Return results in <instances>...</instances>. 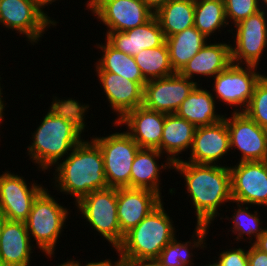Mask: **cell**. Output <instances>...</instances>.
Here are the masks:
<instances>
[{
	"mask_svg": "<svg viewBox=\"0 0 267 266\" xmlns=\"http://www.w3.org/2000/svg\"><path fill=\"white\" fill-rule=\"evenodd\" d=\"M173 170L184 179L188 201L196 216L195 225L213 226L221 216V206L233 204L229 166L195 164L186 161L173 163ZM189 197V198H188ZM228 205H225V204ZM220 211V212H218Z\"/></svg>",
	"mask_w": 267,
	"mask_h": 266,
	"instance_id": "cell-2",
	"label": "cell"
},
{
	"mask_svg": "<svg viewBox=\"0 0 267 266\" xmlns=\"http://www.w3.org/2000/svg\"><path fill=\"white\" fill-rule=\"evenodd\" d=\"M203 84H197L189 93L188 97L183 100L175 114L195 127L209 126L220 122L224 118V113L218 110L217 102ZM217 107V108H216ZM218 111V112H217ZM220 111V113H219Z\"/></svg>",
	"mask_w": 267,
	"mask_h": 266,
	"instance_id": "cell-24",
	"label": "cell"
},
{
	"mask_svg": "<svg viewBox=\"0 0 267 266\" xmlns=\"http://www.w3.org/2000/svg\"><path fill=\"white\" fill-rule=\"evenodd\" d=\"M230 207H233V210H231V212H233V214H231V217L224 215L223 213V216L221 215L219 220L225 219L229 221V223L231 224V230L229 228L226 229L227 231L229 230L228 234H230L229 232H232L230 235L234 234L232 235V237H235L233 239L235 243H240V241H243L249 244H253L267 228L266 226H262V223L264 222L261 220L262 214H260V211L257 210L259 209V207L255 208L256 210L253 211L249 209L256 206L236 203L235 208L234 206Z\"/></svg>",
	"mask_w": 267,
	"mask_h": 266,
	"instance_id": "cell-28",
	"label": "cell"
},
{
	"mask_svg": "<svg viewBox=\"0 0 267 266\" xmlns=\"http://www.w3.org/2000/svg\"><path fill=\"white\" fill-rule=\"evenodd\" d=\"M232 248H227L226 250L219 249L221 252L218 253L217 256H214L213 259L219 266H249L248 261V249L247 246H231ZM217 258V259H216Z\"/></svg>",
	"mask_w": 267,
	"mask_h": 266,
	"instance_id": "cell-35",
	"label": "cell"
},
{
	"mask_svg": "<svg viewBox=\"0 0 267 266\" xmlns=\"http://www.w3.org/2000/svg\"><path fill=\"white\" fill-rule=\"evenodd\" d=\"M196 127L177 114H166L160 144V152L172 163L183 160L184 152L193 144Z\"/></svg>",
	"mask_w": 267,
	"mask_h": 266,
	"instance_id": "cell-25",
	"label": "cell"
},
{
	"mask_svg": "<svg viewBox=\"0 0 267 266\" xmlns=\"http://www.w3.org/2000/svg\"><path fill=\"white\" fill-rule=\"evenodd\" d=\"M195 0H170L154 15L165 37L194 26Z\"/></svg>",
	"mask_w": 267,
	"mask_h": 266,
	"instance_id": "cell-31",
	"label": "cell"
},
{
	"mask_svg": "<svg viewBox=\"0 0 267 266\" xmlns=\"http://www.w3.org/2000/svg\"><path fill=\"white\" fill-rule=\"evenodd\" d=\"M20 174L7 169L0 174V210L8 220L25 222L33 201L46 186L33 179L29 183Z\"/></svg>",
	"mask_w": 267,
	"mask_h": 266,
	"instance_id": "cell-14",
	"label": "cell"
},
{
	"mask_svg": "<svg viewBox=\"0 0 267 266\" xmlns=\"http://www.w3.org/2000/svg\"><path fill=\"white\" fill-rule=\"evenodd\" d=\"M35 248L25 222L5 221L0 234V260L6 266H31L32 254L38 250Z\"/></svg>",
	"mask_w": 267,
	"mask_h": 266,
	"instance_id": "cell-23",
	"label": "cell"
},
{
	"mask_svg": "<svg viewBox=\"0 0 267 266\" xmlns=\"http://www.w3.org/2000/svg\"><path fill=\"white\" fill-rule=\"evenodd\" d=\"M232 164V166H231ZM229 165L233 203L267 207V161ZM266 206V207H265Z\"/></svg>",
	"mask_w": 267,
	"mask_h": 266,
	"instance_id": "cell-13",
	"label": "cell"
},
{
	"mask_svg": "<svg viewBox=\"0 0 267 266\" xmlns=\"http://www.w3.org/2000/svg\"><path fill=\"white\" fill-rule=\"evenodd\" d=\"M206 262H207V264H205V265H204V263H201V264H203V265H197V266H219V264L216 263V262L214 261V259H213V261H211V259H210V262H209V261H206Z\"/></svg>",
	"mask_w": 267,
	"mask_h": 266,
	"instance_id": "cell-46",
	"label": "cell"
},
{
	"mask_svg": "<svg viewBox=\"0 0 267 266\" xmlns=\"http://www.w3.org/2000/svg\"><path fill=\"white\" fill-rule=\"evenodd\" d=\"M163 198L148 189L117 188V214L121 233L125 235L155 210Z\"/></svg>",
	"mask_w": 267,
	"mask_h": 266,
	"instance_id": "cell-19",
	"label": "cell"
},
{
	"mask_svg": "<svg viewBox=\"0 0 267 266\" xmlns=\"http://www.w3.org/2000/svg\"><path fill=\"white\" fill-rule=\"evenodd\" d=\"M259 68V69H258ZM253 65H237L231 63L225 70L217 74L210 86L211 94L217 104L226 105L229 112H244L253 95L257 82L266 73ZM258 70V71H257ZM233 108V110H232Z\"/></svg>",
	"mask_w": 267,
	"mask_h": 266,
	"instance_id": "cell-7",
	"label": "cell"
},
{
	"mask_svg": "<svg viewBox=\"0 0 267 266\" xmlns=\"http://www.w3.org/2000/svg\"><path fill=\"white\" fill-rule=\"evenodd\" d=\"M57 19L49 17L31 0H0V25L24 36L29 45L42 41L48 29L57 27Z\"/></svg>",
	"mask_w": 267,
	"mask_h": 266,
	"instance_id": "cell-9",
	"label": "cell"
},
{
	"mask_svg": "<svg viewBox=\"0 0 267 266\" xmlns=\"http://www.w3.org/2000/svg\"><path fill=\"white\" fill-rule=\"evenodd\" d=\"M116 260L113 261L110 258H106V259L103 258L102 260L98 261V258H97L95 260L93 259L92 261L88 262L86 259L84 264H83V261L81 264L80 259L79 260L77 259V266H121L119 259L117 258Z\"/></svg>",
	"mask_w": 267,
	"mask_h": 266,
	"instance_id": "cell-37",
	"label": "cell"
},
{
	"mask_svg": "<svg viewBox=\"0 0 267 266\" xmlns=\"http://www.w3.org/2000/svg\"><path fill=\"white\" fill-rule=\"evenodd\" d=\"M154 13H156L162 6L167 4L170 0H142Z\"/></svg>",
	"mask_w": 267,
	"mask_h": 266,
	"instance_id": "cell-40",
	"label": "cell"
},
{
	"mask_svg": "<svg viewBox=\"0 0 267 266\" xmlns=\"http://www.w3.org/2000/svg\"><path fill=\"white\" fill-rule=\"evenodd\" d=\"M229 114L225 113L223 119L229 132L231 153L241 154L237 162L267 161V129L260 127L244 112Z\"/></svg>",
	"mask_w": 267,
	"mask_h": 266,
	"instance_id": "cell-11",
	"label": "cell"
},
{
	"mask_svg": "<svg viewBox=\"0 0 267 266\" xmlns=\"http://www.w3.org/2000/svg\"><path fill=\"white\" fill-rule=\"evenodd\" d=\"M210 226L195 225V229L192 232L193 235L189 240H178L179 235H176L174 239L167 244L160 252L156 259L162 266H195L194 253L198 251L208 249L207 236ZM207 237V238H206ZM197 250V252L193 251Z\"/></svg>",
	"mask_w": 267,
	"mask_h": 266,
	"instance_id": "cell-26",
	"label": "cell"
},
{
	"mask_svg": "<svg viewBox=\"0 0 267 266\" xmlns=\"http://www.w3.org/2000/svg\"><path fill=\"white\" fill-rule=\"evenodd\" d=\"M95 76L108 107L112 110L116 118L112 122H118L127 112L143 105L144 85L130 81L125 77L112 72H96Z\"/></svg>",
	"mask_w": 267,
	"mask_h": 266,
	"instance_id": "cell-17",
	"label": "cell"
},
{
	"mask_svg": "<svg viewBox=\"0 0 267 266\" xmlns=\"http://www.w3.org/2000/svg\"><path fill=\"white\" fill-rule=\"evenodd\" d=\"M92 1L93 0H86L85 1V4L84 5L86 6V9L91 5Z\"/></svg>",
	"mask_w": 267,
	"mask_h": 266,
	"instance_id": "cell-47",
	"label": "cell"
},
{
	"mask_svg": "<svg viewBox=\"0 0 267 266\" xmlns=\"http://www.w3.org/2000/svg\"><path fill=\"white\" fill-rule=\"evenodd\" d=\"M213 41L212 43L209 40L178 73L197 84H202V81L213 79L217 74L225 70L232 63L230 43L232 41ZM195 77L198 78L195 79ZM203 77L205 80L200 79Z\"/></svg>",
	"mask_w": 267,
	"mask_h": 266,
	"instance_id": "cell-20",
	"label": "cell"
},
{
	"mask_svg": "<svg viewBox=\"0 0 267 266\" xmlns=\"http://www.w3.org/2000/svg\"><path fill=\"white\" fill-rule=\"evenodd\" d=\"M208 41L195 26L167 37L166 44L173 70L179 72Z\"/></svg>",
	"mask_w": 267,
	"mask_h": 266,
	"instance_id": "cell-29",
	"label": "cell"
},
{
	"mask_svg": "<svg viewBox=\"0 0 267 266\" xmlns=\"http://www.w3.org/2000/svg\"><path fill=\"white\" fill-rule=\"evenodd\" d=\"M230 152L229 132L226 121L222 119L213 125L196 127L193 144L190 152H188L190 157L188 159L186 157L183 161L195 164L229 166L224 156H228Z\"/></svg>",
	"mask_w": 267,
	"mask_h": 266,
	"instance_id": "cell-16",
	"label": "cell"
},
{
	"mask_svg": "<svg viewBox=\"0 0 267 266\" xmlns=\"http://www.w3.org/2000/svg\"><path fill=\"white\" fill-rule=\"evenodd\" d=\"M249 266H267V253L258 249L254 244L247 245Z\"/></svg>",
	"mask_w": 267,
	"mask_h": 266,
	"instance_id": "cell-36",
	"label": "cell"
},
{
	"mask_svg": "<svg viewBox=\"0 0 267 266\" xmlns=\"http://www.w3.org/2000/svg\"><path fill=\"white\" fill-rule=\"evenodd\" d=\"M52 95V102L36 129L31 132V141L26 148L28 160L38 172L48 173L58 162L65 159L85 137L87 114L90 104L72 97ZM88 112V113H87ZM87 128V130H86ZM83 134V135H82Z\"/></svg>",
	"mask_w": 267,
	"mask_h": 266,
	"instance_id": "cell-1",
	"label": "cell"
},
{
	"mask_svg": "<svg viewBox=\"0 0 267 266\" xmlns=\"http://www.w3.org/2000/svg\"><path fill=\"white\" fill-rule=\"evenodd\" d=\"M48 172L53 174L49 181L53 190L74 197V201L70 202L73 205L93 191L108 188L102 152L89 137L86 140L84 137L65 159Z\"/></svg>",
	"mask_w": 267,
	"mask_h": 266,
	"instance_id": "cell-3",
	"label": "cell"
},
{
	"mask_svg": "<svg viewBox=\"0 0 267 266\" xmlns=\"http://www.w3.org/2000/svg\"><path fill=\"white\" fill-rule=\"evenodd\" d=\"M85 10L106 26V32H125L143 25L154 16L142 0H93Z\"/></svg>",
	"mask_w": 267,
	"mask_h": 266,
	"instance_id": "cell-12",
	"label": "cell"
},
{
	"mask_svg": "<svg viewBox=\"0 0 267 266\" xmlns=\"http://www.w3.org/2000/svg\"><path fill=\"white\" fill-rule=\"evenodd\" d=\"M244 113L260 127L267 129V73L255 85Z\"/></svg>",
	"mask_w": 267,
	"mask_h": 266,
	"instance_id": "cell-33",
	"label": "cell"
},
{
	"mask_svg": "<svg viewBox=\"0 0 267 266\" xmlns=\"http://www.w3.org/2000/svg\"><path fill=\"white\" fill-rule=\"evenodd\" d=\"M100 53V58H96L94 63L95 72H112L118 74L130 81L137 83H146L141 71L134 60V57L124 52L116 50L106 40L97 42L96 47Z\"/></svg>",
	"mask_w": 267,
	"mask_h": 266,
	"instance_id": "cell-27",
	"label": "cell"
},
{
	"mask_svg": "<svg viewBox=\"0 0 267 266\" xmlns=\"http://www.w3.org/2000/svg\"><path fill=\"white\" fill-rule=\"evenodd\" d=\"M74 206L76 207L73 208L77 209L76 217L81 214V219L87 222L89 229H94L96 236L98 234L100 239L106 240L113 250L122 243L124 235L118 222L117 188L108 187L93 191L82 197Z\"/></svg>",
	"mask_w": 267,
	"mask_h": 266,
	"instance_id": "cell-6",
	"label": "cell"
},
{
	"mask_svg": "<svg viewBox=\"0 0 267 266\" xmlns=\"http://www.w3.org/2000/svg\"><path fill=\"white\" fill-rule=\"evenodd\" d=\"M164 204L163 201L124 235L115 249L119 260H156L161 250L174 239L178 229Z\"/></svg>",
	"mask_w": 267,
	"mask_h": 266,
	"instance_id": "cell-4",
	"label": "cell"
},
{
	"mask_svg": "<svg viewBox=\"0 0 267 266\" xmlns=\"http://www.w3.org/2000/svg\"><path fill=\"white\" fill-rule=\"evenodd\" d=\"M0 266H6V265L0 260Z\"/></svg>",
	"mask_w": 267,
	"mask_h": 266,
	"instance_id": "cell-48",
	"label": "cell"
},
{
	"mask_svg": "<svg viewBox=\"0 0 267 266\" xmlns=\"http://www.w3.org/2000/svg\"><path fill=\"white\" fill-rule=\"evenodd\" d=\"M169 169L173 170V163L158 149L140 148L132 164L131 188L148 189L164 198L162 187L165 185L162 186L161 174L170 172Z\"/></svg>",
	"mask_w": 267,
	"mask_h": 266,
	"instance_id": "cell-21",
	"label": "cell"
},
{
	"mask_svg": "<svg viewBox=\"0 0 267 266\" xmlns=\"http://www.w3.org/2000/svg\"><path fill=\"white\" fill-rule=\"evenodd\" d=\"M110 132L106 135L104 133L105 137H90L102 152L108 187L131 188L132 164L140 147L124 130Z\"/></svg>",
	"mask_w": 267,
	"mask_h": 266,
	"instance_id": "cell-8",
	"label": "cell"
},
{
	"mask_svg": "<svg viewBox=\"0 0 267 266\" xmlns=\"http://www.w3.org/2000/svg\"><path fill=\"white\" fill-rule=\"evenodd\" d=\"M253 244L261 251L267 253V228Z\"/></svg>",
	"mask_w": 267,
	"mask_h": 266,
	"instance_id": "cell-41",
	"label": "cell"
},
{
	"mask_svg": "<svg viewBox=\"0 0 267 266\" xmlns=\"http://www.w3.org/2000/svg\"><path fill=\"white\" fill-rule=\"evenodd\" d=\"M104 38L116 50L135 56L143 49L156 48L166 42L160 23L154 15L148 22L133 29L106 32Z\"/></svg>",
	"mask_w": 267,
	"mask_h": 266,
	"instance_id": "cell-22",
	"label": "cell"
},
{
	"mask_svg": "<svg viewBox=\"0 0 267 266\" xmlns=\"http://www.w3.org/2000/svg\"><path fill=\"white\" fill-rule=\"evenodd\" d=\"M121 266H162L157 260H119Z\"/></svg>",
	"mask_w": 267,
	"mask_h": 266,
	"instance_id": "cell-38",
	"label": "cell"
},
{
	"mask_svg": "<svg viewBox=\"0 0 267 266\" xmlns=\"http://www.w3.org/2000/svg\"><path fill=\"white\" fill-rule=\"evenodd\" d=\"M57 264H56V266H77V260L74 259V257L70 258V259H68V257H67V260H64L61 263H57Z\"/></svg>",
	"mask_w": 267,
	"mask_h": 266,
	"instance_id": "cell-43",
	"label": "cell"
},
{
	"mask_svg": "<svg viewBox=\"0 0 267 266\" xmlns=\"http://www.w3.org/2000/svg\"><path fill=\"white\" fill-rule=\"evenodd\" d=\"M231 33L232 63L259 67L267 55V13L260 10L248 16L233 26Z\"/></svg>",
	"mask_w": 267,
	"mask_h": 266,
	"instance_id": "cell-10",
	"label": "cell"
},
{
	"mask_svg": "<svg viewBox=\"0 0 267 266\" xmlns=\"http://www.w3.org/2000/svg\"><path fill=\"white\" fill-rule=\"evenodd\" d=\"M6 216L3 214V212L0 210V234H1V231H2V228H3V225L6 221Z\"/></svg>",
	"mask_w": 267,
	"mask_h": 266,
	"instance_id": "cell-44",
	"label": "cell"
},
{
	"mask_svg": "<svg viewBox=\"0 0 267 266\" xmlns=\"http://www.w3.org/2000/svg\"><path fill=\"white\" fill-rule=\"evenodd\" d=\"M194 26L209 40H218L217 33L224 32L231 34V27L228 25L223 0H195ZM224 29V30H223ZM215 35V37H214ZM213 36V37H212ZM213 38V39H211Z\"/></svg>",
	"mask_w": 267,
	"mask_h": 266,
	"instance_id": "cell-30",
	"label": "cell"
},
{
	"mask_svg": "<svg viewBox=\"0 0 267 266\" xmlns=\"http://www.w3.org/2000/svg\"><path fill=\"white\" fill-rule=\"evenodd\" d=\"M225 15L231 28L240 21L260 11L259 0H223Z\"/></svg>",
	"mask_w": 267,
	"mask_h": 266,
	"instance_id": "cell-34",
	"label": "cell"
},
{
	"mask_svg": "<svg viewBox=\"0 0 267 266\" xmlns=\"http://www.w3.org/2000/svg\"><path fill=\"white\" fill-rule=\"evenodd\" d=\"M133 57L146 81L165 78L176 73L170 62L166 42L156 48L143 49Z\"/></svg>",
	"mask_w": 267,
	"mask_h": 266,
	"instance_id": "cell-32",
	"label": "cell"
},
{
	"mask_svg": "<svg viewBox=\"0 0 267 266\" xmlns=\"http://www.w3.org/2000/svg\"><path fill=\"white\" fill-rule=\"evenodd\" d=\"M260 10H263L267 13V0H259Z\"/></svg>",
	"mask_w": 267,
	"mask_h": 266,
	"instance_id": "cell-45",
	"label": "cell"
},
{
	"mask_svg": "<svg viewBox=\"0 0 267 266\" xmlns=\"http://www.w3.org/2000/svg\"><path fill=\"white\" fill-rule=\"evenodd\" d=\"M196 85V82L178 72L165 78L149 80L144 85L143 106L154 111L174 114Z\"/></svg>",
	"mask_w": 267,
	"mask_h": 266,
	"instance_id": "cell-15",
	"label": "cell"
},
{
	"mask_svg": "<svg viewBox=\"0 0 267 266\" xmlns=\"http://www.w3.org/2000/svg\"><path fill=\"white\" fill-rule=\"evenodd\" d=\"M0 74H1V72H0ZM2 78L3 77H1V75H0V81L1 82H2ZM1 82H0V128L3 125V121H4L5 116L7 115V114H5L4 111L7 110L6 107H9V106H6V105H8V102L5 103L6 99H5V96H3L4 95V93H3L4 84H1ZM1 85H3V86H1ZM1 132H3V131H1V129H0V133ZM0 142H1V139H0Z\"/></svg>",
	"mask_w": 267,
	"mask_h": 266,
	"instance_id": "cell-39",
	"label": "cell"
},
{
	"mask_svg": "<svg viewBox=\"0 0 267 266\" xmlns=\"http://www.w3.org/2000/svg\"><path fill=\"white\" fill-rule=\"evenodd\" d=\"M166 113L139 106L127 112L118 122H111L114 128L126 126L124 131L140 148L158 149L163 133Z\"/></svg>",
	"mask_w": 267,
	"mask_h": 266,
	"instance_id": "cell-18",
	"label": "cell"
},
{
	"mask_svg": "<svg viewBox=\"0 0 267 266\" xmlns=\"http://www.w3.org/2000/svg\"><path fill=\"white\" fill-rule=\"evenodd\" d=\"M49 192L46 186L35 198L25 225L32 244L39 249L37 253H43L42 256L52 261L72 211Z\"/></svg>",
	"mask_w": 267,
	"mask_h": 266,
	"instance_id": "cell-5",
	"label": "cell"
},
{
	"mask_svg": "<svg viewBox=\"0 0 267 266\" xmlns=\"http://www.w3.org/2000/svg\"><path fill=\"white\" fill-rule=\"evenodd\" d=\"M33 1L39 8H41L49 17V12H47L46 10H44L46 7L47 9H49L50 5H54L53 3H57L58 1H62V0H31ZM57 1V2H56Z\"/></svg>",
	"mask_w": 267,
	"mask_h": 266,
	"instance_id": "cell-42",
	"label": "cell"
}]
</instances>
